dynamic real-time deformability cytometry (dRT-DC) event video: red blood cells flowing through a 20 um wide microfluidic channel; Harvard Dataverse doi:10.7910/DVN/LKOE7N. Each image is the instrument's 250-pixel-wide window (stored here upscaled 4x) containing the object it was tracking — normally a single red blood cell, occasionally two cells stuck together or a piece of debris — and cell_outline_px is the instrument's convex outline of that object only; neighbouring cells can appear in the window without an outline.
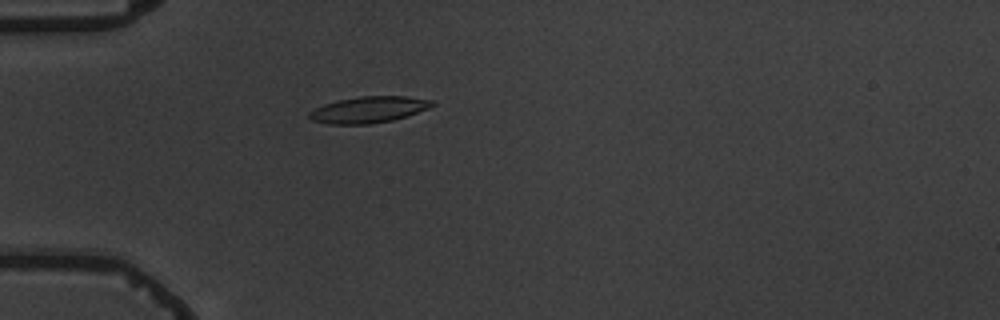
{"species": "common noctule bat (a hibernating species)", "species_latin": "Nyctalus noctula", "temperature_condition": "warm", "stored_images_in_passage": 5, "camera_frame_rate_fps": 3000, "um_per_image_px": 0.085, "animal": {"sex": "male", "body_mass_g": 19.5, "forearm_length_mm": 54.6}, "frame": {"image": 1, "passage_image": 5, "time_ms": 5.333, "image_size_px": [1000, 320], "cell_outline_px": [[436, 104], [428, 108], [392, 120], [368, 124], [328, 124], [312, 120], [308, 116], [308, 112], [324, 104], [340, 100], [360, 96], [408, 96], [436, 100]], "centroid_in_image_um": [31.35, 9.31], "position_along_channel_um": 53.6, "area_um2": 18.73}}